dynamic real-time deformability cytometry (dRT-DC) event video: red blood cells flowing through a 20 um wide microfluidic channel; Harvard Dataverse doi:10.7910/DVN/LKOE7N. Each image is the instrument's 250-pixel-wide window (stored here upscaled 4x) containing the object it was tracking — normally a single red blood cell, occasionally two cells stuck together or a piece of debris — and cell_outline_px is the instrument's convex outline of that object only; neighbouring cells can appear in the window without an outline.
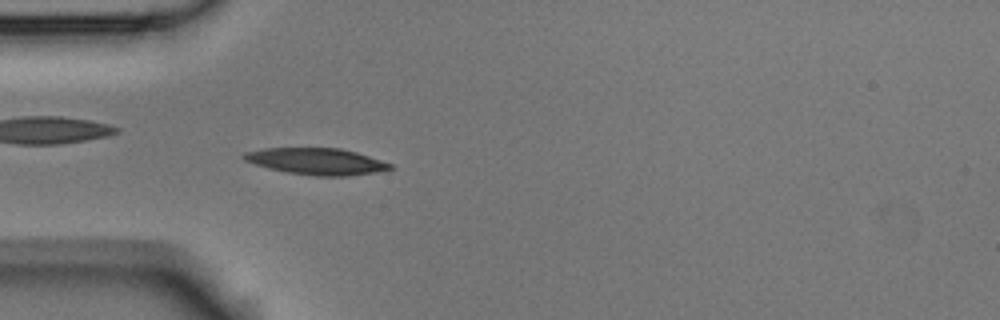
{"species": "Egyptian fruit bat (a non-hibernating species)", "species_latin": "Rousettus aegyptiacus", "temperature_condition": "room temperature", "stored_images_in_passage": 34, "camera_frame_rate_fps": 3000, "um_per_image_px": 0.085, "animal": {"sex": "male"}, "frame": {"image": 1, "passage_image": 6, "time_ms": 1.667, "image_size_px": [1000, 320], "cell_outline_px": [[392, 168], [376, 172], [348, 176], [316, 176], [288, 172], [268, 168], [244, 160], [240, 156], [244, 152], [264, 148], [340, 148], [356, 152], [392, 164]], "centroid_in_image_um": [26.87, 13.71], "position_along_channel_um": 58.1, "area_um2": 22.48}}
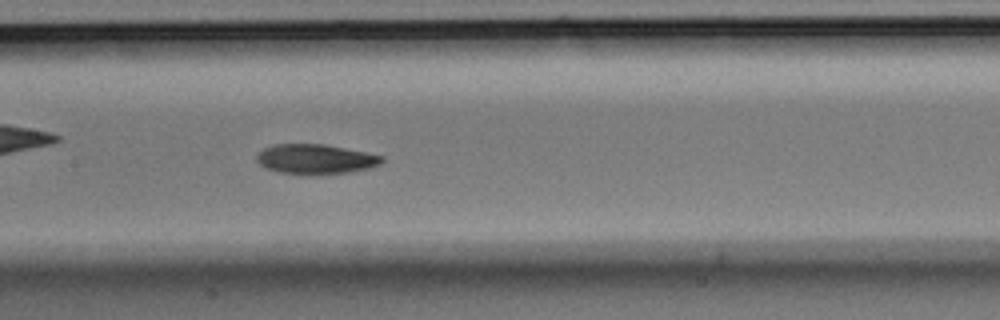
{"frame": {"image": 2, "passage_image": 16, "time_ms": 5.0, "image_size_px": [1000, 320], "cell_outline_px": [[384, 160], [380, 164], [372, 168], [348, 172], [280, 172], [264, 168], [256, 160], [256, 156], [264, 148], [272, 144], [324, 144], [384, 156]], "centroid_in_image_um": [26.82, 13.49], "position_along_channel_um": 180.6, "area_um2": 21.04}}
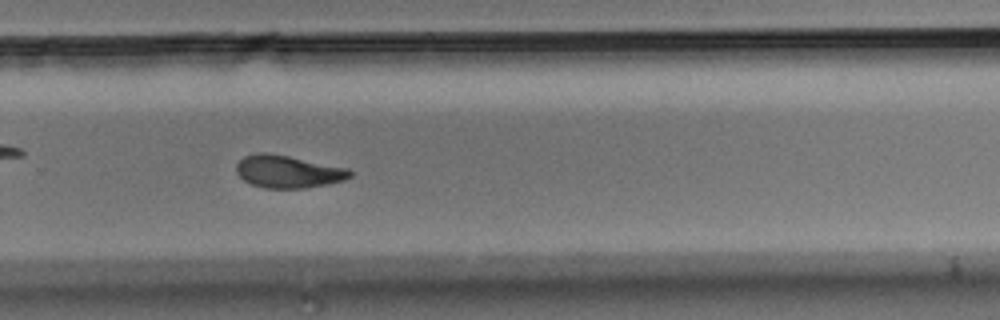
{"frame": {"image": 3, "passage_image": 26, "time_ms": 8.333, "image_size_px": [1000, 320], "cell_outline_px": [[352, 176], [344, 180], [328, 184], [304, 188], [264, 188], [252, 184], [244, 180], [236, 172], [236, 164], [244, 156], [256, 152], [268, 152], [348, 168], [352, 172]], "centroid_in_image_um": [24.47, 14.58], "position_along_channel_um": 305.3, "area_um2": 21.56}, "authors_computed_cell_mechanics": {"area_um2": 21.4727, "velocity_mm_per_s": 3.7534, "shape_relaxation_time_tau1_ms": 3.9258, "shape_relaxation_time_tau2_ms": 8.9224, "deformation_change_tau1": 0.1608, "deformation_change_tau2": 0.1803}}